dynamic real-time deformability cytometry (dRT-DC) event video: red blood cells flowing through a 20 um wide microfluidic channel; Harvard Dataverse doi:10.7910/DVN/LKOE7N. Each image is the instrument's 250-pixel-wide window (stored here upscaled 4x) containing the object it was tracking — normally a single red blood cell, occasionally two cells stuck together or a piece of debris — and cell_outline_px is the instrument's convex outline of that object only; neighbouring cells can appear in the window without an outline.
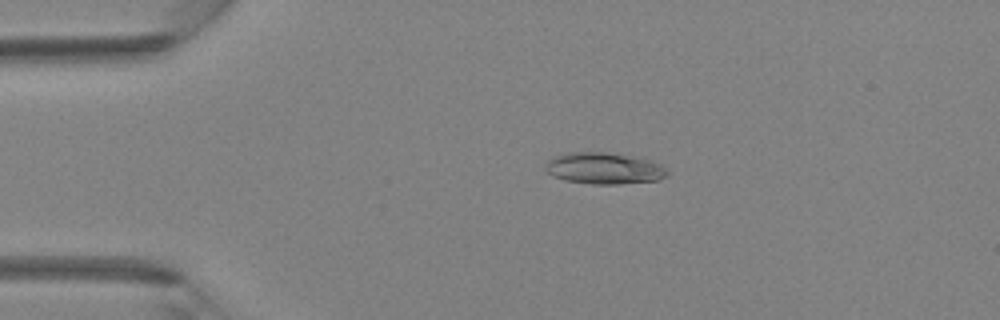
{"species": "Egyptian fruit bat (a non-hibernating species)", "species_latin": "Rousettus aegyptiacus", "temperature_condition": "room temperature", "stored_images_in_passage": 42, "camera_frame_rate_fps": 3000, "um_per_image_px": 0.085, "animal": {"sex": "female"}, "frame": {"image": 1, "passage_image": 9, "time_ms": 2.667, "image_size_px": [1000, 320], "cell_outline_px": [[668, 176], [656, 180], [620, 184], [592, 184], [564, 180], [552, 176], [544, 168], [544, 164], [548, 160], [556, 156], [568, 152], [604, 152], [652, 160], [660, 164], [668, 172]], "centroid_in_image_um": [51.32, 14.31], "position_along_channel_um": 33.7, "area_um2": 22.31}}
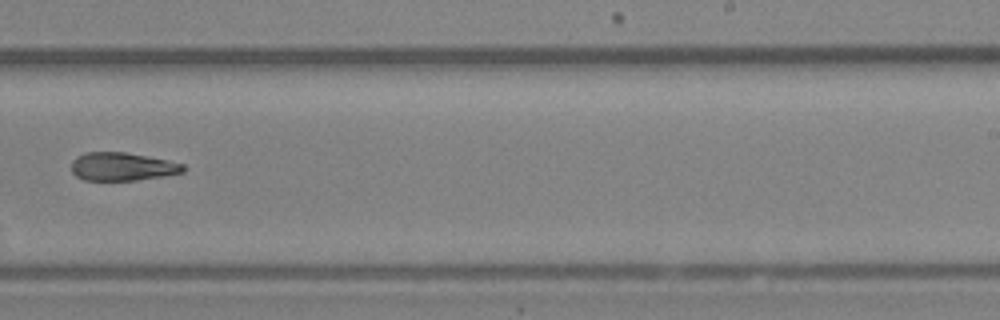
{"frame": {"image": 2, "passage_image": 27, "time_ms": 8.667, "image_size_px": [1000, 320], "cell_outline_px": [[184, 172], [164, 176], [136, 180], [84, 180], [76, 176], [72, 172], [72, 160], [76, 156], [84, 152], [124, 152], [168, 160], [184, 164]], "centroid_in_image_um": [10.37, 14.16], "position_along_channel_um": 278.6, "area_um2": 18.38}}
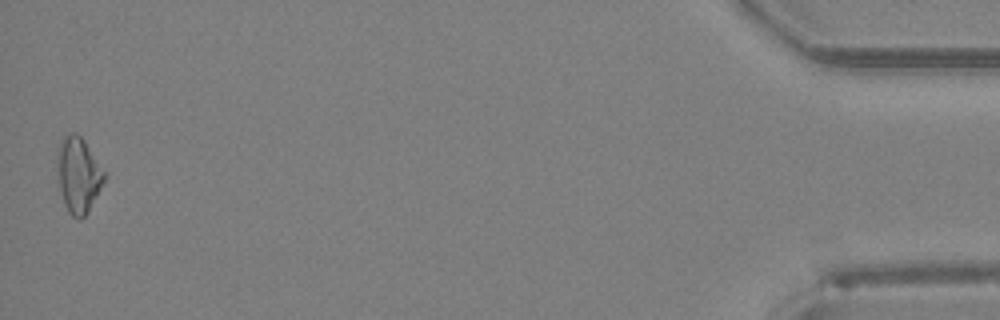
{"frame": {"image": 3, "passage_image": 42, "time_ms": 13.667, "image_size_px": [1000, 320], "cell_outline_px": [[108, 176], [88, 212], [80, 220], [72, 216], [68, 212], [64, 204], [60, 188], [56, 156], [56, 148], [60, 140], [68, 132], [76, 132], [84, 140]], "centroid_in_image_um": [6.66, 14.84], "position_along_channel_um": 428.5, "area_um2": 21.04}}